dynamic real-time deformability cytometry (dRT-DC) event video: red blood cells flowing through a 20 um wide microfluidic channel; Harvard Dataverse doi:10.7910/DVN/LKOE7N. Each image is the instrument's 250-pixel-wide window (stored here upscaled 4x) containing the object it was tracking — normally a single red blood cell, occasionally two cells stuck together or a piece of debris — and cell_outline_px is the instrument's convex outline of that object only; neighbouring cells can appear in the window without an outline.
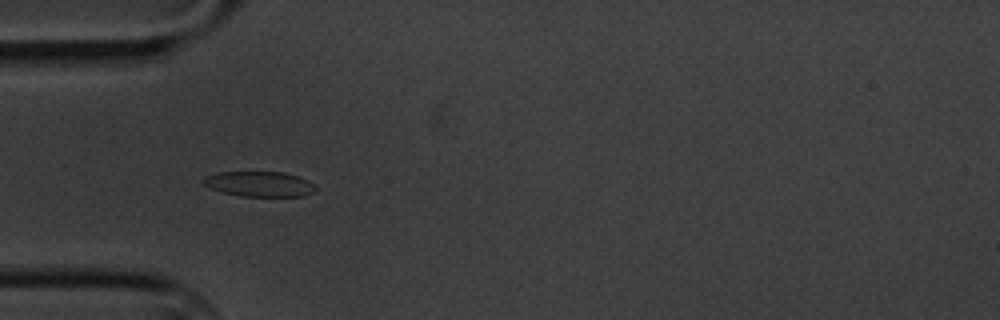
{"species": "common noctule bat (a hibernating species)", "species_latin": "Nyctalus noctula", "temperature_condition": "cold", "stored_images_in_passage": 7, "camera_frame_rate_fps": 3000, "um_per_image_px": 0.085, "animal": {"sex": "male", "body_mass_g": 20.1, "forearm_length_mm": 53.5}, "frame": {"image": 1, "passage_image": 4, "time_ms": 3.333, "image_size_px": [1000, 320], "cell_outline_px": [[316, 188], [312, 192], [304, 196], [240, 196], [224, 192], [212, 188], [204, 184], [204, 176], [216, 172], [284, 172], [300, 176], [316, 184]], "centroid_in_image_um": [22.1, 15.63], "position_along_channel_um": 62.9, "area_um2": 16.47}}
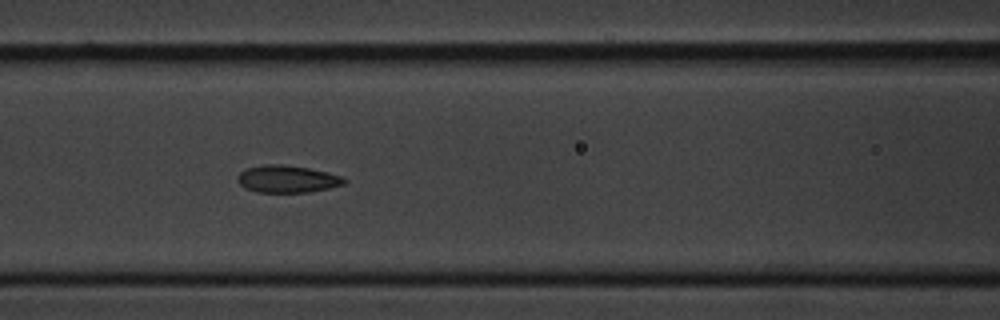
{"frame": {"image": 2, "passage_image": 6, "time_ms": 5.667, "image_size_px": [1000, 320], "cell_outline_px": [[348, 180], [344, 184], [328, 188], [308, 192], [256, 192], [244, 188], [236, 180], [236, 176], [244, 168], [264, 164], [280, 164], [308, 168], [344, 176]], "centroid_in_image_um": [24.38, 15.21], "position_along_channel_um": 142.2, "area_um2": 17.11}}
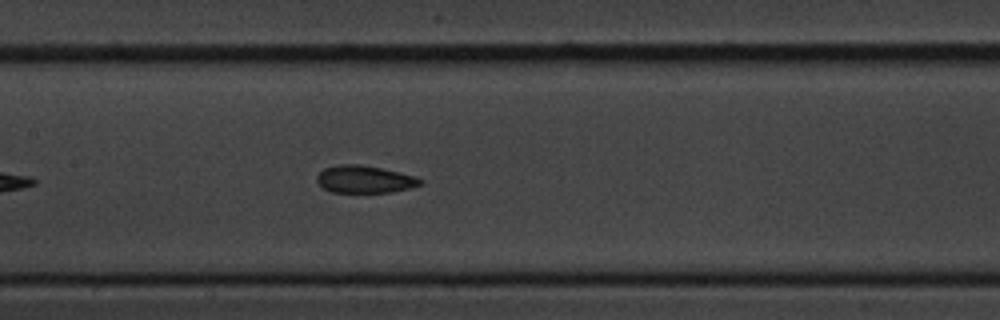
{"frame": {"image": 3, "passage_image": 7, "time_ms": 6.667, "image_size_px": [1000, 320], "cell_outline_px": [[424, 184], [392, 192], [332, 192], [324, 188], [316, 180], [316, 176], [324, 168], [340, 164], [356, 164], [380, 168], [400, 172], [416, 176], [424, 180]], "centroid_in_image_um": [31.02, 15.24], "position_along_channel_um": 176.4, "area_um2": 16.47}}